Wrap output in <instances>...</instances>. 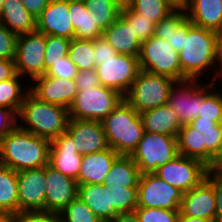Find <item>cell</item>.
<instances>
[{
	"instance_id": "816d5d0a",
	"label": "cell",
	"mask_w": 222,
	"mask_h": 222,
	"mask_svg": "<svg viewBox=\"0 0 222 222\" xmlns=\"http://www.w3.org/2000/svg\"><path fill=\"white\" fill-rule=\"evenodd\" d=\"M16 74L14 60L0 59V82L13 78Z\"/></svg>"
},
{
	"instance_id": "b9f144b4",
	"label": "cell",
	"mask_w": 222,
	"mask_h": 222,
	"mask_svg": "<svg viewBox=\"0 0 222 222\" xmlns=\"http://www.w3.org/2000/svg\"><path fill=\"white\" fill-rule=\"evenodd\" d=\"M17 35L0 23V59L14 60Z\"/></svg>"
},
{
	"instance_id": "f546056e",
	"label": "cell",
	"mask_w": 222,
	"mask_h": 222,
	"mask_svg": "<svg viewBox=\"0 0 222 222\" xmlns=\"http://www.w3.org/2000/svg\"><path fill=\"white\" fill-rule=\"evenodd\" d=\"M140 172L130 155H119L111 165L103 184L138 187Z\"/></svg>"
},
{
	"instance_id": "74e56055",
	"label": "cell",
	"mask_w": 222,
	"mask_h": 222,
	"mask_svg": "<svg viewBox=\"0 0 222 222\" xmlns=\"http://www.w3.org/2000/svg\"><path fill=\"white\" fill-rule=\"evenodd\" d=\"M198 117L222 124V88L215 86L204 97Z\"/></svg>"
},
{
	"instance_id": "ab89813d",
	"label": "cell",
	"mask_w": 222,
	"mask_h": 222,
	"mask_svg": "<svg viewBox=\"0 0 222 222\" xmlns=\"http://www.w3.org/2000/svg\"><path fill=\"white\" fill-rule=\"evenodd\" d=\"M70 40L63 37L46 36L45 47V74L54 66V63L60 61L63 57L68 55Z\"/></svg>"
},
{
	"instance_id": "8fae6325",
	"label": "cell",
	"mask_w": 222,
	"mask_h": 222,
	"mask_svg": "<svg viewBox=\"0 0 222 222\" xmlns=\"http://www.w3.org/2000/svg\"><path fill=\"white\" fill-rule=\"evenodd\" d=\"M45 47L46 35L37 30L17 36L15 70L29 84L45 75Z\"/></svg>"
},
{
	"instance_id": "9f6ffc18",
	"label": "cell",
	"mask_w": 222,
	"mask_h": 222,
	"mask_svg": "<svg viewBox=\"0 0 222 222\" xmlns=\"http://www.w3.org/2000/svg\"><path fill=\"white\" fill-rule=\"evenodd\" d=\"M120 9L131 6L133 0H112Z\"/></svg>"
},
{
	"instance_id": "cb8c5ba5",
	"label": "cell",
	"mask_w": 222,
	"mask_h": 222,
	"mask_svg": "<svg viewBox=\"0 0 222 222\" xmlns=\"http://www.w3.org/2000/svg\"><path fill=\"white\" fill-rule=\"evenodd\" d=\"M187 31L188 19L184 7H175L162 20L155 24L154 35L166 40L179 53L183 48Z\"/></svg>"
},
{
	"instance_id": "1f68e13d",
	"label": "cell",
	"mask_w": 222,
	"mask_h": 222,
	"mask_svg": "<svg viewBox=\"0 0 222 222\" xmlns=\"http://www.w3.org/2000/svg\"><path fill=\"white\" fill-rule=\"evenodd\" d=\"M0 211L18 212L17 172L0 163Z\"/></svg>"
},
{
	"instance_id": "ffe728a7",
	"label": "cell",
	"mask_w": 222,
	"mask_h": 222,
	"mask_svg": "<svg viewBox=\"0 0 222 222\" xmlns=\"http://www.w3.org/2000/svg\"><path fill=\"white\" fill-rule=\"evenodd\" d=\"M180 213L216 222V199L213 185L205 178L198 186L183 193Z\"/></svg>"
},
{
	"instance_id": "c3c4849f",
	"label": "cell",
	"mask_w": 222,
	"mask_h": 222,
	"mask_svg": "<svg viewBox=\"0 0 222 222\" xmlns=\"http://www.w3.org/2000/svg\"><path fill=\"white\" fill-rule=\"evenodd\" d=\"M75 81L78 90H87L101 85L95 69L78 71Z\"/></svg>"
},
{
	"instance_id": "52a82bcc",
	"label": "cell",
	"mask_w": 222,
	"mask_h": 222,
	"mask_svg": "<svg viewBox=\"0 0 222 222\" xmlns=\"http://www.w3.org/2000/svg\"><path fill=\"white\" fill-rule=\"evenodd\" d=\"M123 99V95L102 85L87 90H78L68 109L69 116L72 119L101 122Z\"/></svg>"
},
{
	"instance_id": "e575fe53",
	"label": "cell",
	"mask_w": 222,
	"mask_h": 222,
	"mask_svg": "<svg viewBox=\"0 0 222 222\" xmlns=\"http://www.w3.org/2000/svg\"><path fill=\"white\" fill-rule=\"evenodd\" d=\"M130 8L137 14L143 15L155 24L170 13L175 6L168 0H133Z\"/></svg>"
},
{
	"instance_id": "ba28073f",
	"label": "cell",
	"mask_w": 222,
	"mask_h": 222,
	"mask_svg": "<svg viewBox=\"0 0 222 222\" xmlns=\"http://www.w3.org/2000/svg\"><path fill=\"white\" fill-rule=\"evenodd\" d=\"M138 59L143 71L175 81L187 79L182 74L178 52L166 40L155 35L142 42Z\"/></svg>"
},
{
	"instance_id": "bcb514c9",
	"label": "cell",
	"mask_w": 222,
	"mask_h": 222,
	"mask_svg": "<svg viewBox=\"0 0 222 222\" xmlns=\"http://www.w3.org/2000/svg\"><path fill=\"white\" fill-rule=\"evenodd\" d=\"M210 78L209 82L214 86L219 87V83L222 86V31L217 32L214 70Z\"/></svg>"
},
{
	"instance_id": "3957f363",
	"label": "cell",
	"mask_w": 222,
	"mask_h": 222,
	"mask_svg": "<svg viewBox=\"0 0 222 222\" xmlns=\"http://www.w3.org/2000/svg\"><path fill=\"white\" fill-rule=\"evenodd\" d=\"M216 39L217 32L194 25L188 20L187 36L178 53L182 74L187 79H208L209 82V75L214 70Z\"/></svg>"
},
{
	"instance_id": "4316f807",
	"label": "cell",
	"mask_w": 222,
	"mask_h": 222,
	"mask_svg": "<svg viewBox=\"0 0 222 222\" xmlns=\"http://www.w3.org/2000/svg\"><path fill=\"white\" fill-rule=\"evenodd\" d=\"M145 132L176 137L182 127L177 114L166 105L139 114Z\"/></svg>"
},
{
	"instance_id": "d6a6232c",
	"label": "cell",
	"mask_w": 222,
	"mask_h": 222,
	"mask_svg": "<svg viewBox=\"0 0 222 222\" xmlns=\"http://www.w3.org/2000/svg\"><path fill=\"white\" fill-rule=\"evenodd\" d=\"M68 56L79 71L95 69L93 40H70Z\"/></svg>"
},
{
	"instance_id": "7bdbcfd3",
	"label": "cell",
	"mask_w": 222,
	"mask_h": 222,
	"mask_svg": "<svg viewBox=\"0 0 222 222\" xmlns=\"http://www.w3.org/2000/svg\"><path fill=\"white\" fill-rule=\"evenodd\" d=\"M78 68L70 60V57L67 55L63 57L60 61L54 63L47 72L46 75L63 78V79H75L78 74Z\"/></svg>"
},
{
	"instance_id": "7c38bea8",
	"label": "cell",
	"mask_w": 222,
	"mask_h": 222,
	"mask_svg": "<svg viewBox=\"0 0 222 222\" xmlns=\"http://www.w3.org/2000/svg\"><path fill=\"white\" fill-rule=\"evenodd\" d=\"M95 71L102 86L125 96L141 68L138 57L117 54L114 58L99 60Z\"/></svg>"
},
{
	"instance_id": "4fadbf2b",
	"label": "cell",
	"mask_w": 222,
	"mask_h": 222,
	"mask_svg": "<svg viewBox=\"0 0 222 222\" xmlns=\"http://www.w3.org/2000/svg\"><path fill=\"white\" fill-rule=\"evenodd\" d=\"M209 170L202 161L178 154L154 173L166 183L186 193L198 186L206 178Z\"/></svg>"
},
{
	"instance_id": "681fc988",
	"label": "cell",
	"mask_w": 222,
	"mask_h": 222,
	"mask_svg": "<svg viewBox=\"0 0 222 222\" xmlns=\"http://www.w3.org/2000/svg\"><path fill=\"white\" fill-rule=\"evenodd\" d=\"M17 126V115L10 109L0 107V140Z\"/></svg>"
},
{
	"instance_id": "f1b7e54d",
	"label": "cell",
	"mask_w": 222,
	"mask_h": 222,
	"mask_svg": "<svg viewBox=\"0 0 222 222\" xmlns=\"http://www.w3.org/2000/svg\"><path fill=\"white\" fill-rule=\"evenodd\" d=\"M69 14L76 39L95 40L103 37L92 11L86 8L83 0H69Z\"/></svg>"
},
{
	"instance_id": "e0dca14e",
	"label": "cell",
	"mask_w": 222,
	"mask_h": 222,
	"mask_svg": "<svg viewBox=\"0 0 222 222\" xmlns=\"http://www.w3.org/2000/svg\"><path fill=\"white\" fill-rule=\"evenodd\" d=\"M66 131L80 155L96 153L109 148L102 122L70 118Z\"/></svg>"
},
{
	"instance_id": "d4e9b609",
	"label": "cell",
	"mask_w": 222,
	"mask_h": 222,
	"mask_svg": "<svg viewBox=\"0 0 222 222\" xmlns=\"http://www.w3.org/2000/svg\"><path fill=\"white\" fill-rule=\"evenodd\" d=\"M77 196L100 220L111 221L119 213L111 204L108 184L78 185Z\"/></svg>"
},
{
	"instance_id": "f35d334b",
	"label": "cell",
	"mask_w": 222,
	"mask_h": 222,
	"mask_svg": "<svg viewBox=\"0 0 222 222\" xmlns=\"http://www.w3.org/2000/svg\"><path fill=\"white\" fill-rule=\"evenodd\" d=\"M120 15L132 26L135 36L143 42L155 33V23L141 14L135 13L130 7L120 9Z\"/></svg>"
},
{
	"instance_id": "91938a15",
	"label": "cell",
	"mask_w": 222,
	"mask_h": 222,
	"mask_svg": "<svg viewBox=\"0 0 222 222\" xmlns=\"http://www.w3.org/2000/svg\"><path fill=\"white\" fill-rule=\"evenodd\" d=\"M222 172V164L218 168Z\"/></svg>"
},
{
	"instance_id": "ac0fdd59",
	"label": "cell",
	"mask_w": 222,
	"mask_h": 222,
	"mask_svg": "<svg viewBox=\"0 0 222 222\" xmlns=\"http://www.w3.org/2000/svg\"><path fill=\"white\" fill-rule=\"evenodd\" d=\"M45 211L59 214L78 194L77 181L46 165Z\"/></svg>"
},
{
	"instance_id": "d6986e66",
	"label": "cell",
	"mask_w": 222,
	"mask_h": 222,
	"mask_svg": "<svg viewBox=\"0 0 222 222\" xmlns=\"http://www.w3.org/2000/svg\"><path fill=\"white\" fill-rule=\"evenodd\" d=\"M70 19L69 0H50L47 7L36 19V30L46 36L51 35L72 40L75 38V32Z\"/></svg>"
},
{
	"instance_id": "9c48e42d",
	"label": "cell",
	"mask_w": 222,
	"mask_h": 222,
	"mask_svg": "<svg viewBox=\"0 0 222 222\" xmlns=\"http://www.w3.org/2000/svg\"><path fill=\"white\" fill-rule=\"evenodd\" d=\"M214 87L208 81L196 79L174 82L169 90L167 105L177 114L181 126L189 124L198 117L204 97Z\"/></svg>"
},
{
	"instance_id": "836d02e7",
	"label": "cell",
	"mask_w": 222,
	"mask_h": 222,
	"mask_svg": "<svg viewBox=\"0 0 222 222\" xmlns=\"http://www.w3.org/2000/svg\"><path fill=\"white\" fill-rule=\"evenodd\" d=\"M92 11L96 25L104 32L120 15V8L112 0H83Z\"/></svg>"
},
{
	"instance_id": "f6af8a7d",
	"label": "cell",
	"mask_w": 222,
	"mask_h": 222,
	"mask_svg": "<svg viewBox=\"0 0 222 222\" xmlns=\"http://www.w3.org/2000/svg\"><path fill=\"white\" fill-rule=\"evenodd\" d=\"M206 179L214 187L216 199V222H222V172L218 168L210 169Z\"/></svg>"
},
{
	"instance_id": "5b68a950",
	"label": "cell",
	"mask_w": 222,
	"mask_h": 222,
	"mask_svg": "<svg viewBox=\"0 0 222 222\" xmlns=\"http://www.w3.org/2000/svg\"><path fill=\"white\" fill-rule=\"evenodd\" d=\"M101 122L109 147L119 155H131L145 132L139 113L125 99Z\"/></svg>"
},
{
	"instance_id": "44dd1931",
	"label": "cell",
	"mask_w": 222,
	"mask_h": 222,
	"mask_svg": "<svg viewBox=\"0 0 222 222\" xmlns=\"http://www.w3.org/2000/svg\"><path fill=\"white\" fill-rule=\"evenodd\" d=\"M82 155L73 145V138L65 131L50 142L48 164L77 181Z\"/></svg>"
},
{
	"instance_id": "6f0895ef",
	"label": "cell",
	"mask_w": 222,
	"mask_h": 222,
	"mask_svg": "<svg viewBox=\"0 0 222 222\" xmlns=\"http://www.w3.org/2000/svg\"><path fill=\"white\" fill-rule=\"evenodd\" d=\"M170 1L175 7H184L186 4V0H168Z\"/></svg>"
},
{
	"instance_id": "60d3db41",
	"label": "cell",
	"mask_w": 222,
	"mask_h": 222,
	"mask_svg": "<svg viewBox=\"0 0 222 222\" xmlns=\"http://www.w3.org/2000/svg\"><path fill=\"white\" fill-rule=\"evenodd\" d=\"M139 222H177L180 214L179 210H168L162 208H144L135 209Z\"/></svg>"
},
{
	"instance_id": "db71d44e",
	"label": "cell",
	"mask_w": 222,
	"mask_h": 222,
	"mask_svg": "<svg viewBox=\"0 0 222 222\" xmlns=\"http://www.w3.org/2000/svg\"><path fill=\"white\" fill-rule=\"evenodd\" d=\"M177 222H212V221L204 219V218L189 217V216L182 215L180 213L178 216Z\"/></svg>"
},
{
	"instance_id": "2e32d148",
	"label": "cell",
	"mask_w": 222,
	"mask_h": 222,
	"mask_svg": "<svg viewBox=\"0 0 222 222\" xmlns=\"http://www.w3.org/2000/svg\"><path fill=\"white\" fill-rule=\"evenodd\" d=\"M30 92L43 102L69 109L78 93L75 79H63L43 75L30 84Z\"/></svg>"
},
{
	"instance_id": "d590c367",
	"label": "cell",
	"mask_w": 222,
	"mask_h": 222,
	"mask_svg": "<svg viewBox=\"0 0 222 222\" xmlns=\"http://www.w3.org/2000/svg\"><path fill=\"white\" fill-rule=\"evenodd\" d=\"M61 222H100L93 211L77 196L60 213Z\"/></svg>"
},
{
	"instance_id": "4dcf8cb0",
	"label": "cell",
	"mask_w": 222,
	"mask_h": 222,
	"mask_svg": "<svg viewBox=\"0 0 222 222\" xmlns=\"http://www.w3.org/2000/svg\"><path fill=\"white\" fill-rule=\"evenodd\" d=\"M25 81L16 74L13 78L0 82V107L8 108L18 114L25 95L30 91V85Z\"/></svg>"
},
{
	"instance_id": "94428289",
	"label": "cell",
	"mask_w": 222,
	"mask_h": 222,
	"mask_svg": "<svg viewBox=\"0 0 222 222\" xmlns=\"http://www.w3.org/2000/svg\"><path fill=\"white\" fill-rule=\"evenodd\" d=\"M100 222H112V221H104V220H100Z\"/></svg>"
},
{
	"instance_id": "30bf717a",
	"label": "cell",
	"mask_w": 222,
	"mask_h": 222,
	"mask_svg": "<svg viewBox=\"0 0 222 222\" xmlns=\"http://www.w3.org/2000/svg\"><path fill=\"white\" fill-rule=\"evenodd\" d=\"M178 155L177 138L144 132L137 148L130 155L140 174L154 173Z\"/></svg>"
},
{
	"instance_id": "f5cc1de1",
	"label": "cell",
	"mask_w": 222,
	"mask_h": 222,
	"mask_svg": "<svg viewBox=\"0 0 222 222\" xmlns=\"http://www.w3.org/2000/svg\"><path fill=\"white\" fill-rule=\"evenodd\" d=\"M112 222H139L136 211L119 212L112 220Z\"/></svg>"
},
{
	"instance_id": "603a6c76",
	"label": "cell",
	"mask_w": 222,
	"mask_h": 222,
	"mask_svg": "<svg viewBox=\"0 0 222 222\" xmlns=\"http://www.w3.org/2000/svg\"><path fill=\"white\" fill-rule=\"evenodd\" d=\"M187 19L205 29L222 31V0H186Z\"/></svg>"
},
{
	"instance_id": "8d00e7d4",
	"label": "cell",
	"mask_w": 222,
	"mask_h": 222,
	"mask_svg": "<svg viewBox=\"0 0 222 222\" xmlns=\"http://www.w3.org/2000/svg\"><path fill=\"white\" fill-rule=\"evenodd\" d=\"M137 195L138 187L110 186L111 204L118 212L134 211Z\"/></svg>"
},
{
	"instance_id": "484cf974",
	"label": "cell",
	"mask_w": 222,
	"mask_h": 222,
	"mask_svg": "<svg viewBox=\"0 0 222 222\" xmlns=\"http://www.w3.org/2000/svg\"><path fill=\"white\" fill-rule=\"evenodd\" d=\"M103 38L118 54L139 57L142 42L121 15L103 32Z\"/></svg>"
},
{
	"instance_id": "6da1fadb",
	"label": "cell",
	"mask_w": 222,
	"mask_h": 222,
	"mask_svg": "<svg viewBox=\"0 0 222 222\" xmlns=\"http://www.w3.org/2000/svg\"><path fill=\"white\" fill-rule=\"evenodd\" d=\"M178 154L202 161L210 169L222 164V124L197 117L177 135Z\"/></svg>"
},
{
	"instance_id": "ee69618b",
	"label": "cell",
	"mask_w": 222,
	"mask_h": 222,
	"mask_svg": "<svg viewBox=\"0 0 222 222\" xmlns=\"http://www.w3.org/2000/svg\"><path fill=\"white\" fill-rule=\"evenodd\" d=\"M14 222H61L57 213L49 211H18L14 213Z\"/></svg>"
},
{
	"instance_id": "9a60e30c",
	"label": "cell",
	"mask_w": 222,
	"mask_h": 222,
	"mask_svg": "<svg viewBox=\"0 0 222 222\" xmlns=\"http://www.w3.org/2000/svg\"><path fill=\"white\" fill-rule=\"evenodd\" d=\"M46 166L17 172L18 211H45Z\"/></svg>"
},
{
	"instance_id": "7a4b0ae2",
	"label": "cell",
	"mask_w": 222,
	"mask_h": 222,
	"mask_svg": "<svg viewBox=\"0 0 222 222\" xmlns=\"http://www.w3.org/2000/svg\"><path fill=\"white\" fill-rule=\"evenodd\" d=\"M50 141L16 126L0 140V163L18 172L48 164Z\"/></svg>"
},
{
	"instance_id": "f907efd6",
	"label": "cell",
	"mask_w": 222,
	"mask_h": 222,
	"mask_svg": "<svg viewBox=\"0 0 222 222\" xmlns=\"http://www.w3.org/2000/svg\"><path fill=\"white\" fill-rule=\"evenodd\" d=\"M50 0H22L26 10L37 19L42 11L47 7Z\"/></svg>"
},
{
	"instance_id": "8992f818",
	"label": "cell",
	"mask_w": 222,
	"mask_h": 222,
	"mask_svg": "<svg viewBox=\"0 0 222 222\" xmlns=\"http://www.w3.org/2000/svg\"><path fill=\"white\" fill-rule=\"evenodd\" d=\"M175 80L141 70L124 99L139 114L168 102L169 90Z\"/></svg>"
},
{
	"instance_id": "680465c9",
	"label": "cell",
	"mask_w": 222,
	"mask_h": 222,
	"mask_svg": "<svg viewBox=\"0 0 222 222\" xmlns=\"http://www.w3.org/2000/svg\"><path fill=\"white\" fill-rule=\"evenodd\" d=\"M3 2H4V0H0V15H1L2 10H3Z\"/></svg>"
},
{
	"instance_id": "7dc6e473",
	"label": "cell",
	"mask_w": 222,
	"mask_h": 222,
	"mask_svg": "<svg viewBox=\"0 0 222 222\" xmlns=\"http://www.w3.org/2000/svg\"><path fill=\"white\" fill-rule=\"evenodd\" d=\"M93 46L96 66L99 60L114 58L118 54L103 37L93 40Z\"/></svg>"
},
{
	"instance_id": "5bb4252c",
	"label": "cell",
	"mask_w": 222,
	"mask_h": 222,
	"mask_svg": "<svg viewBox=\"0 0 222 222\" xmlns=\"http://www.w3.org/2000/svg\"><path fill=\"white\" fill-rule=\"evenodd\" d=\"M183 193L155 173L141 174L138 182L137 207L180 210Z\"/></svg>"
},
{
	"instance_id": "83f0119b",
	"label": "cell",
	"mask_w": 222,
	"mask_h": 222,
	"mask_svg": "<svg viewBox=\"0 0 222 222\" xmlns=\"http://www.w3.org/2000/svg\"><path fill=\"white\" fill-rule=\"evenodd\" d=\"M0 23L17 36L36 30V19L26 10L22 0H4Z\"/></svg>"
},
{
	"instance_id": "7402d4cb",
	"label": "cell",
	"mask_w": 222,
	"mask_h": 222,
	"mask_svg": "<svg viewBox=\"0 0 222 222\" xmlns=\"http://www.w3.org/2000/svg\"><path fill=\"white\" fill-rule=\"evenodd\" d=\"M119 156L110 147L82 156L77 184H103L114 160Z\"/></svg>"
},
{
	"instance_id": "277c9868",
	"label": "cell",
	"mask_w": 222,
	"mask_h": 222,
	"mask_svg": "<svg viewBox=\"0 0 222 222\" xmlns=\"http://www.w3.org/2000/svg\"><path fill=\"white\" fill-rule=\"evenodd\" d=\"M69 119L66 107L43 102L29 91L17 114V126L51 142L66 131Z\"/></svg>"
},
{
	"instance_id": "11a10c76",
	"label": "cell",
	"mask_w": 222,
	"mask_h": 222,
	"mask_svg": "<svg viewBox=\"0 0 222 222\" xmlns=\"http://www.w3.org/2000/svg\"><path fill=\"white\" fill-rule=\"evenodd\" d=\"M0 222H14V213L0 211Z\"/></svg>"
}]
</instances>
